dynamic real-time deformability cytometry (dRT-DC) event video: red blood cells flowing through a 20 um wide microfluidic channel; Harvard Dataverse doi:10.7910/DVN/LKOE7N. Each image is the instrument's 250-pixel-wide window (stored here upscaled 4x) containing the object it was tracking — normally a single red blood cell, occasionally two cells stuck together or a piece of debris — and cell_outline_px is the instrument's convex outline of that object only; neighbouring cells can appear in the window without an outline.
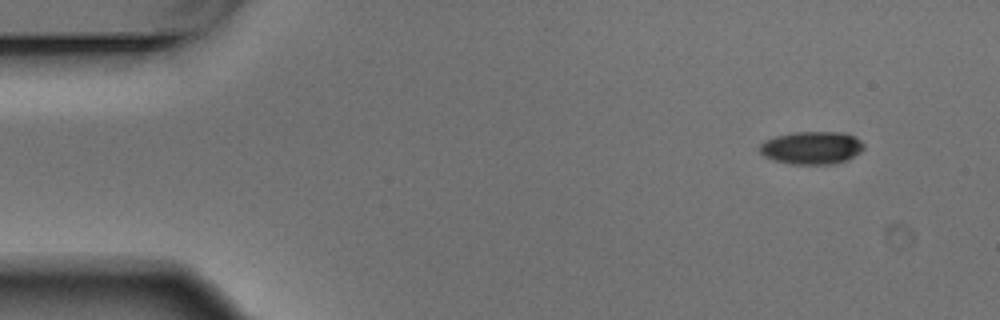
{"species": "Egyptian fruit bat (a non-hibernating species)", "species_latin": "Rousettus aegyptiacus", "temperature_condition": "warm", "stored_images_in_passage": 4, "camera_frame_rate_fps": 3000, "um_per_image_px": 0.085, "animal": {"sex": "male"}, "frame": {"image": 1, "passage_image": 1, "time_ms": 0.0, "image_size_px": [1000, 320], "cell_outline_px": [[864, 148], [860, 152], [848, 160], [832, 164], [792, 164], [776, 160], [764, 156], [760, 152], [760, 144], [764, 140], [776, 136], [796, 132], [848, 132], [860, 140], [864, 144]], "centroid_in_image_um": [69.03, 12.55], "position_along_channel_um": 16.0, "area_um2": 19.94}}
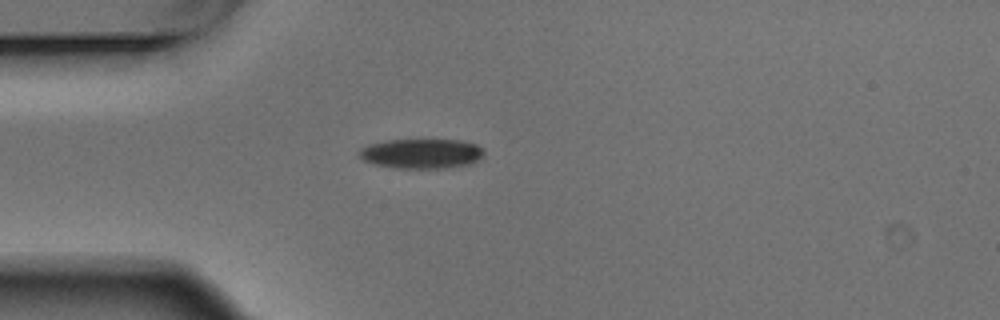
{"frame": {"image": 2, "passage_image": 4, "time_ms": 1.0, "image_size_px": [1000, 320], "cell_outline_px": [[484, 156], [480, 160], [468, 164], [444, 168], [392, 168], [372, 164], [364, 160], [360, 156], [360, 148], [368, 144], [388, 140], [460, 140], [476, 144], [484, 152]], "centroid_in_image_um": [35.82, 13.06], "position_along_channel_um": 49.2, "area_um2": 21.68}}